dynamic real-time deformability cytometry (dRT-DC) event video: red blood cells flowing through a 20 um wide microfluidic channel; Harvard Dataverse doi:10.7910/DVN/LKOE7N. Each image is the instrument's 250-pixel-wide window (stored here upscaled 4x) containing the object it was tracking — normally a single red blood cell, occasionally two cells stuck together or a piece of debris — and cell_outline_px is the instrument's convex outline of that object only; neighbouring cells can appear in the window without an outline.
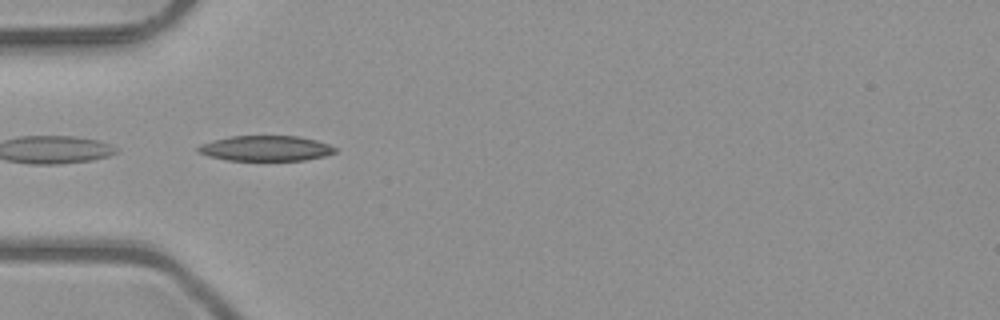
{"species": "common noctule bat (a hibernating species)", "species_latin": "Nyctalus noctula", "temperature_condition": "room temperature", "stored_images_in_passage": 5, "camera_frame_rate_fps": 3000, "um_per_image_px": 0.085, "animal": {"sex": "male", "body_mass_g": 23.1, "forearm_length_mm": 52.7}, "frame": {"image": 1, "passage_image": 3, "time_ms": 0.667, "image_size_px": [1000, 320], "cell_outline_px": [[336, 152], [324, 156], [304, 160], [228, 160], [208, 156], [200, 152], [196, 148], [200, 144], [212, 140], [232, 136], [300, 136], [316, 140], [328, 144], [336, 148]], "centroid_in_image_um": [22.59, 12.6], "position_along_channel_um": 62.4, "area_um2": 20.11}}
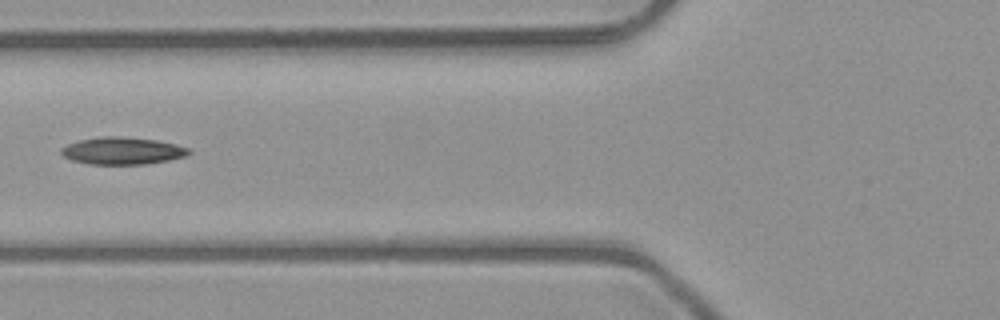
{"frame": {"image": 2, "passage_image": 4, "time_ms": 1.0, "image_size_px": [1000, 320], "cell_outline_px": [[192, 152], [188, 156], [168, 160], [144, 164], [88, 164], [72, 160], [64, 156], [60, 152], [60, 148], [68, 144], [80, 140], [100, 136], [120, 136], [156, 140], [176, 144], [188, 148]], "centroid_in_image_um": [10.41, 12.81], "position_along_channel_um": 115.4, "area_um2": 20.29}}
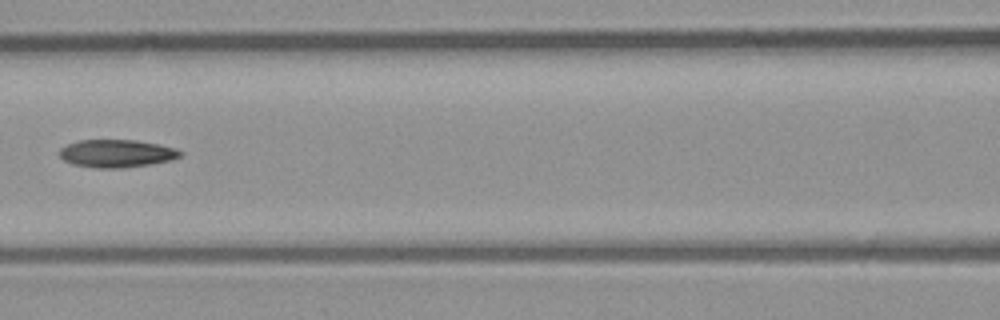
{"frame": {"image": 3, "passage_image": 5, "time_ms": 1.333, "image_size_px": [1000, 320], "cell_outline_px": [[184, 152], [180, 156], [168, 160], [148, 164], [124, 168], [96, 168], [72, 164], [64, 160], [60, 156], [60, 148], [68, 144], [80, 140], [136, 140], [160, 144], [176, 148]], "centroid_in_image_um": [9.91, 13.04], "position_along_channel_um": 156.7, "area_um2": 19.48}}